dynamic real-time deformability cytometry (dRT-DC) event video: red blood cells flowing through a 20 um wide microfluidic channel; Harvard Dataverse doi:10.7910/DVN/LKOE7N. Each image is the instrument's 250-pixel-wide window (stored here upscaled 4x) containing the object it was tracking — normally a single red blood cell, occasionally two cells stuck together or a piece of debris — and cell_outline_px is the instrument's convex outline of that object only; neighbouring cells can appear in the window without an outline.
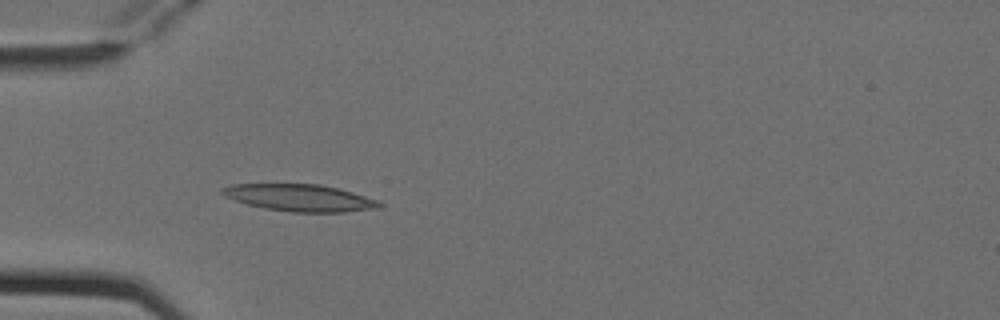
{"species": "Egyptian fruit bat (a non-hibernating species)", "species_latin": "Rousettus aegyptiacus", "temperature_condition": "cold", "stored_images_in_passage": 6, "camera_frame_rate_fps": 3000, "um_per_image_px": 0.085, "animal": {"sex": "female"}, "frame": {"image": 1, "passage_image": 4, "time_ms": 1.0, "image_size_px": [1000, 320], "cell_outline_px": [[384, 204], [376, 208], [344, 212], [292, 212], [264, 208], [248, 204], [224, 196], [220, 192], [220, 188], [232, 184], [320, 184], [352, 192], [376, 200]], "centroid_in_image_um": [25.44, 16.81], "position_along_channel_um": 59.6, "area_um2": 24.45}}
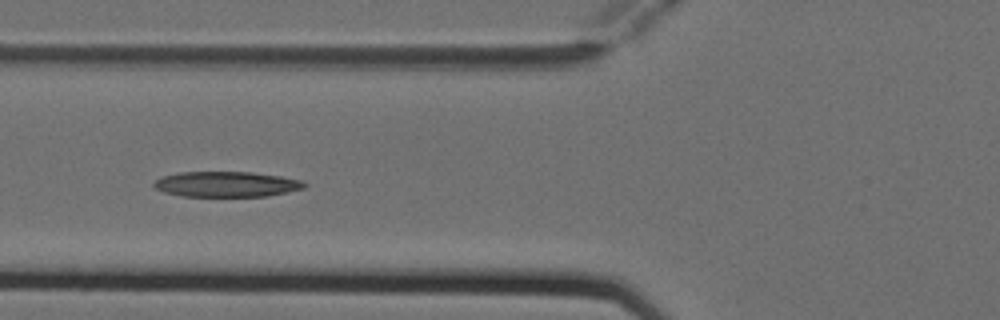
{"frame": {"image": 2, "passage_image": 5, "time_ms": 1.333, "image_size_px": [1000, 320], "cell_outline_px": [[308, 184], [304, 188], [288, 192], [268, 196], [180, 196], [164, 192], [156, 188], [152, 184], [160, 176], [180, 172], [252, 172], [280, 176], [300, 180]], "centroid_in_image_um": [19.24, 15.65], "position_along_channel_um": 106.6, "area_um2": 22.31}}
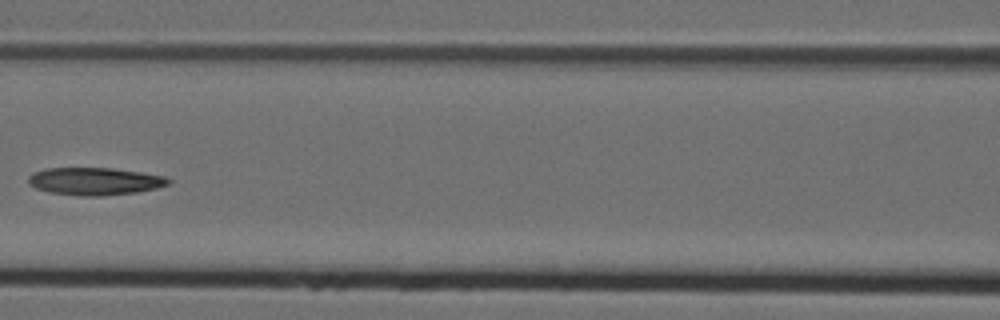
{"frame": {"image": 3, "passage_image": 6, "time_ms": 1.667, "image_size_px": [1000, 320], "cell_outline_px": [[172, 184], [156, 188], [136, 192], [100, 196], [80, 196], [48, 192], [36, 188], [28, 184], [28, 176], [32, 172], [48, 168], [112, 168], [140, 172], [164, 176], [172, 180]], "centroid_in_image_um": [8.05, 15.41], "position_along_channel_um": 158.5, "area_um2": 22.6}}